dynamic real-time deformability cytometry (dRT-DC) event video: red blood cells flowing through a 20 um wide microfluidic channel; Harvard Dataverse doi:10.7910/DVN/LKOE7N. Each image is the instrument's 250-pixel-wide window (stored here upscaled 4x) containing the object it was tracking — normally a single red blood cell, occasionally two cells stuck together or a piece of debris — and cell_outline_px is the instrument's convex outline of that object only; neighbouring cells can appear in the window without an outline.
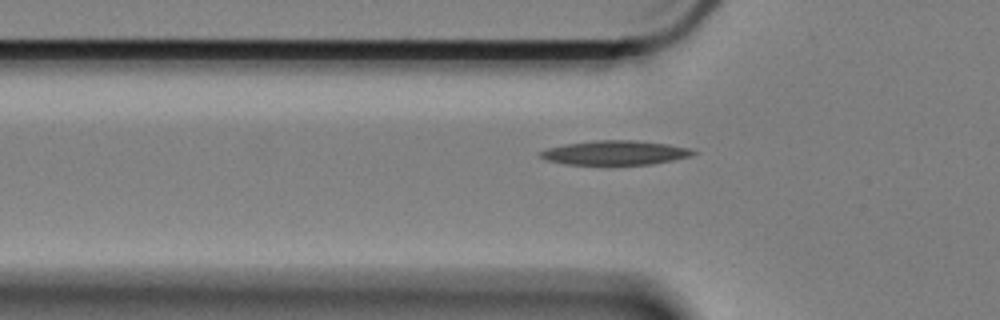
{"species": "Egyptian fruit bat (a non-hibernating species)", "species_latin": "Rousettus aegyptiacus", "temperature_condition": "cold", "stored_images_in_passage": 37, "camera_frame_rate_fps": 3000, "um_per_image_px": 0.085, "animal": {"sex": "female"}, "frame": {"image": 1, "passage_image": 3, "time_ms": 0.667, "image_size_px": [1000, 320], "cell_outline_px": [[700, 152], [692, 156], [652, 164], [568, 164], [548, 160], [540, 156], [536, 152], [548, 148], [564, 144], [596, 140], [632, 140], [668, 144], [692, 148]], "centroid_in_image_um": [52.34, 12.97], "position_along_channel_um": 73.5, "area_um2": 21.62}}
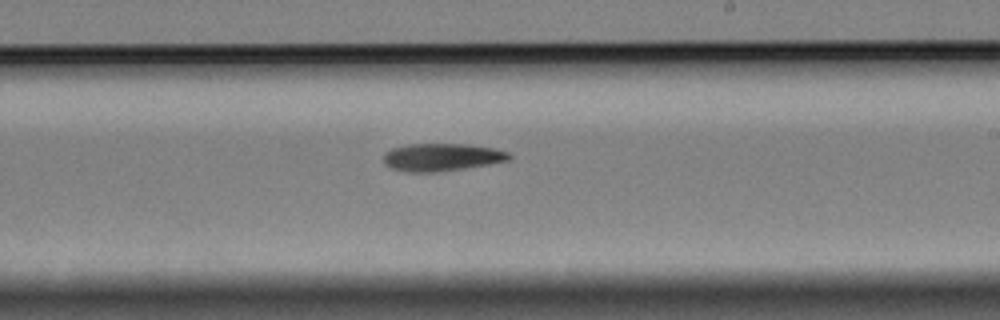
{"frame": {"image": 2, "passage_image": 19, "time_ms": 6.0, "image_size_px": [1000, 320], "cell_outline_px": [[512, 156], [508, 160], [488, 164], [464, 168], [436, 172], [412, 172], [392, 168], [384, 164], [384, 152], [392, 148], [408, 144], [468, 144], [492, 148], [508, 152]], "centroid_in_image_um": [37.53, 13.35], "position_along_channel_um": 251.5, "area_um2": 20.06}}
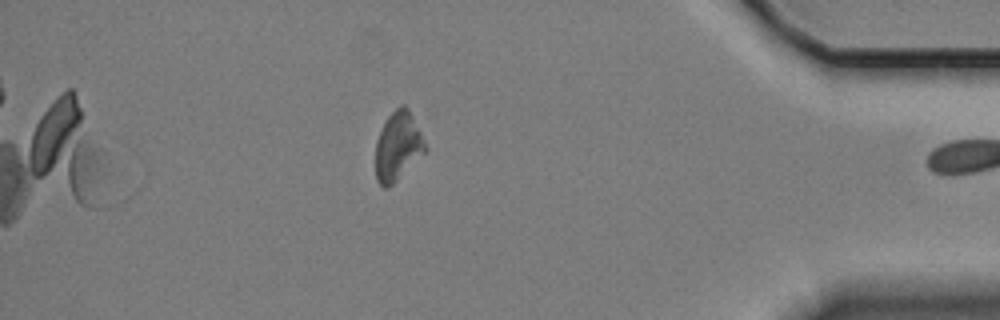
{"frame": {"image": 3, "passage_image": 36, "time_ms": 11.667, "image_size_px": [1000, 320], "cell_outline_px": [[428, 148], [388, 188], [384, 188], [376, 180], [376, 140], [388, 116], [400, 104], [404, 104], [408, 108]], "centroid_in_image_um": [33.8, 12.42], "position_along_channel_um": 401.4, "area_um2": 19.42}}